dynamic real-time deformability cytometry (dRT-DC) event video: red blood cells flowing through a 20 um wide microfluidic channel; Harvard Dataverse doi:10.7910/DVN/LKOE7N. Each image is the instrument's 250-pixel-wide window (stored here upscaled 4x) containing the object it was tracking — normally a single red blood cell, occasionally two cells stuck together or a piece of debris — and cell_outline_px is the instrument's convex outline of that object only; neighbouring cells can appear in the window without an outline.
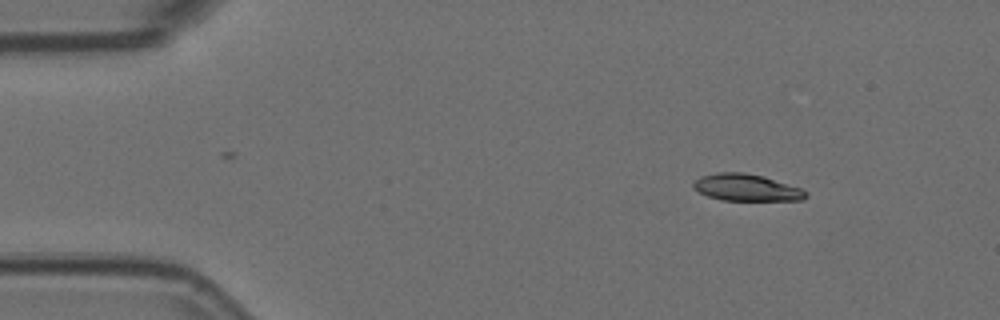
{"species": "Egyptian fruit bat (a non-hibernating species)", "species_latin": "Rousettus aegyptiacus", "temperature_condition": "room temperature", "stored_images_in_passage": 40, "camera_frame_rate_fps": 3000, "um_per_image_px": 0.085, "animal": {"sex": "female"}, "frame": {"image": 1, "passage_image": 1, "time_ms": 0.0, "image_size_px": [1000, 320], "cell_outline_px": [[808, 196], [804, 200], [720, 200], [708, 196], [692, 188], [692, 180], [700, 176], [716, 172], [744, 172], [764, 176], [800, 188], [808, 192]], "centroid_in_image_um": [63.41, 15.93], "position_along_channel_um": 21.6, "area_um2": 17.8}}
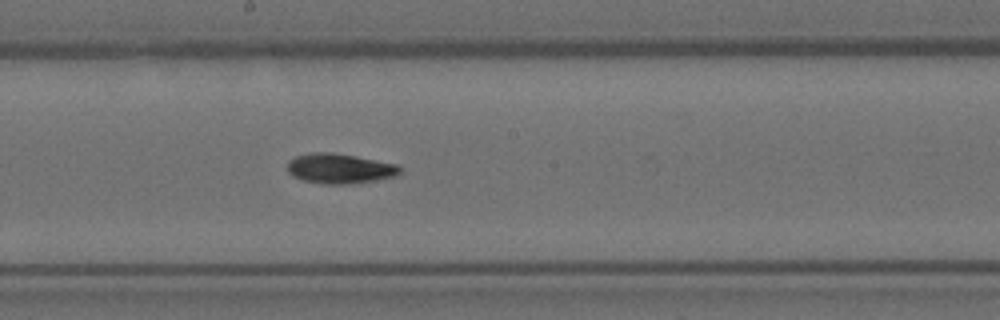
{"frame": {"image": 2, "passage_image": 23, "time_ms": 7.333, "image_size_px": [1000, 320], "cell_outline_px": [[400, 172], [396, 176], [376, 180], [348, 184], [324, 184], [304, 180], [292, 176], [288, 172], [288, 160], [296, 156], [312, 152], [332, 152], [356, 156], [396, 164], [400, 168]], "centroid_in_image_um": [28.85, 14.32], "position_along_channel_um": 219.3, "area_um2": 19.59}}
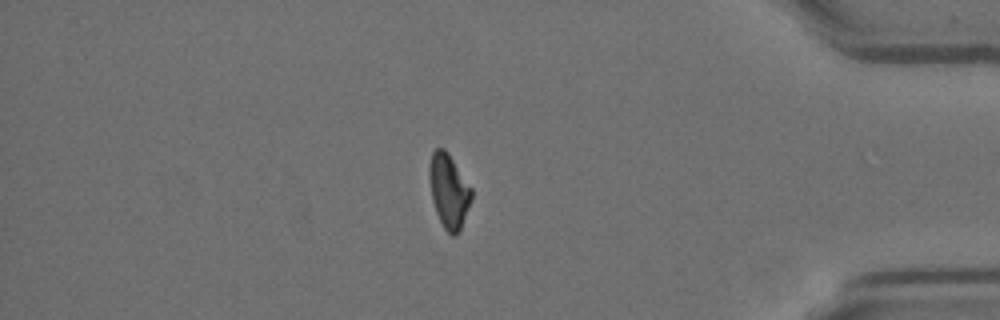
{"frame": {"image": 3, "passage_image": 40, "time_ms": 13.0, "image_size_px": [1000, 320], "cell_outline_px": [[472, 196], [460, 232], [456, 236], [452, 236], [444, 228], [436, 212], [432, 200], [428, 176], [428, 168], [432, 152], [436, 148], [444, 148], [472, 188]], "centroid_in_image_um": [38.13, 16.25], "position_along_channel_um": 397.1, "area_um2": 18.15}, "authors_computed_cell_mechanics": {"area_um2": 18.9006, "velocity_mm_per_s": 3.7592, "shape_relaxation_time_tau1_ms": 3.5684, "shape_relaxation_time_tau2_ms": 8.4143, "deformation_change_tau1": 0.1401, "deformation_change_tau2": 0.1423}}